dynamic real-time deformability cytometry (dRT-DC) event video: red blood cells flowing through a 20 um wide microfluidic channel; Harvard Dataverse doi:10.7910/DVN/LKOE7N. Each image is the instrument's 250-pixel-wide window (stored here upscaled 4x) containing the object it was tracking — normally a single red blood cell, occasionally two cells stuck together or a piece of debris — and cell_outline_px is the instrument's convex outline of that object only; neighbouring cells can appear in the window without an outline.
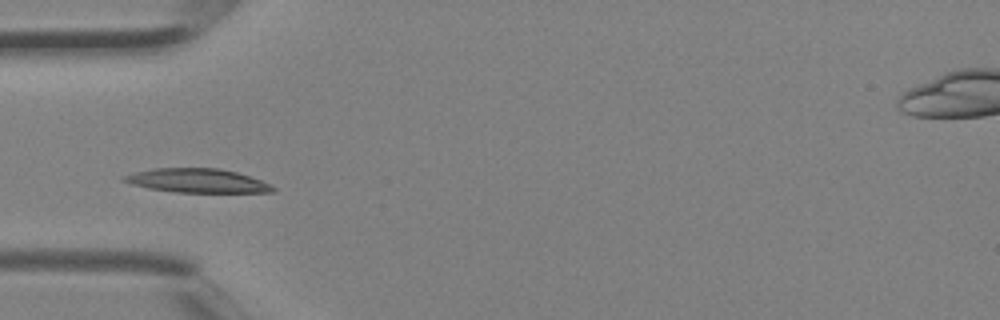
{"species": "Egyptian fruit bat (a non-hibernating species)", "species_latin": "Rousettus aegyptiacus", "temperature_condition": "room temperature", "stored_images_in_passage": 3, "camera_frame_rate_fps": 3000, "um_per_image_px": 0.085, "animal": {"sex": "female"}, "frame": {"image": 1, "passage_image": 3, "time_ms": 0.667, "image_size_px": [1000, 320], "cell_outline_px": [[276, 192], [176, 192], [148, 188], [132, 184], [120, 180], [120, 176], [152, 168], [220, 168], [236, 172], [272, 184], [276, 188]], "centroid_in_image_um": [16.75, 15.35], "position_along_channel_um": 68.3, "area_um2": 20.81}}